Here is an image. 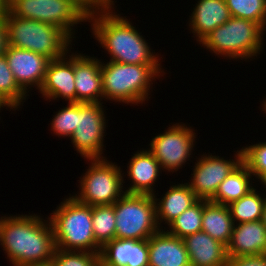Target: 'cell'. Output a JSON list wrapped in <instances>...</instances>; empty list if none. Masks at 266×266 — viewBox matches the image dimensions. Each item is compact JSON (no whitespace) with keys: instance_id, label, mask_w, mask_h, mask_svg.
<instances>
[{"instance_id":"obj_11","label":"cell","mask_w":266,"mask_h":266,"mask_svg":"<svg viewBox=\"0 0 266 266\" xmlns=\"http://www.w3.org/2000/svg\"><path fill=\"white\" fill-rule=\"evenodd\" d=\"M192 127L176 123L150 141L148 149L160 163L163 171L174 173L184 167L191 157L196 133Z\"/></svg>"},{"instance_id":"obj_26","label":"cell","mask_w":266,"mask_h":266,"mask_svg":"<svg viewBox=\"0 0 266 266\" xmlns=\"http://www.w3.org/2000/svg\"><path fill=\"white\" fill-rule=\"evenodd\" d=\"M92 228L95 242L102 247L115 238V213L113 204L92 206Z\"/></svg>"},{"instance_id":"obj_3","label":"cell","mask_w":266,"mask_h":266,"mask_svg":"<svg viewBox=\"0 0 266 266\" xmlns=\"http://www.w3.org/2000/svg\"><path fill=\"white\" fill-rule=\"evenodd\" d=\"M161 67L101 61L104 100L142 105L150 99L149 93L155 78L165 75Z\"/></svg>"},{"instance_id":"obj_10","label":"cell","mask_w":266,"mask_h":266,"mask_svg":"<svg viewBox=\"0 0 266 266\" xmlns=\"http://www.w3.org/2000/svg\"><path fill=\"white\" fill-rule=\"evenodd\" d=\"M103 103H78L76 129L71 143L86 159H103L106 117Z\"/></svg>"},{"instance_id":"obj_21","label":"cell","mask_w":266,"mask_h":266,"mask_svg":"<svg viewBox=\"0 0 266 266\" xmlns=\"http://www.w3.org/2000/svg\"><path fill=\"white\" fill-rule=\"evenodd\" d=\"M190 266H226V246L203 231L183 239Z\"/></svg>"},{"instance_id":"obj_32","label":"cell","mask_w":266,"mask_h":266,"mask_svg":"<svg viewBox=\"0 0 266 266\" xmlns=\"http://www.w3.org/2000/svg\"><path fill=\"white\" fill-rule=\"evenodd\" d=\"M50 263L52 266H99V253L56 248Z\"/></svg>"},{"instance_id":"obj_18","label":"cell","mask_w":266,"mask_h":266,"mask_svg":"<svg viewBox=\"0 0 266 266\" xmlns=\"http://www.w3.org/2000/svg\"><path fill=\"white\" fill-rule=\"evenodd\" d=\"M148 266H190L183 239L160 229L148 238Z\"/></svg>"},{"instance_id":"obj_35","label":"cell","mask_w":266,"mask_h":266,"mask_svg":"<svg viewBox=\"0 0 266 266\" xmlns=\"http://www.w3.org/2000/svg\"><path fill=\"white\" fill-rule=\"evenodd\" d=\"M88 11L95 8L98 4L94 0H78Z\"/></svg>"},{"instance_id":"obj_29","label":"cell","mask_w":266,"mask_h":266,"mask_svg":"<svg viewBox=\"0 0 266 266\" xmlns=\"http://www.w3.org/2000/svg\"><path fill=\"white\" fill-rule=\"evenodd\" d=\"M231 17L258 23L266 31V0H225Z\"/></svg>"},{"instance_id":"obj_27","label":"cell","mask_w":266,"mask_h":266,"mask_svg":"<svg viewBox=\"0 0 266 266\" xmlns=\"http://www.w3.org/2000/svg\"><path fill=\"white\" fill-rule=\"evenodd\" d=\"M203 215V200H198L185 210L164 229L171 235L184 239L186 236L201 231Z\"/></svg>"},{"instance_id":"obj_34","label":"cell","mask_w":266,"mask_h":266,"mask_svg":"<svg viewBox=\"0 0 266 266\" xmlns=\"http://www.w3.org/2000/svg\"><path fill=\"white\" fill-rule=\"evenodd\" d=\"M7 46V30L3 9L2 14L0 15V55H2L6 51Z\"/></svg>"},{"instance_id":"obj_13","label":"cell","mask_w":266,"mask_h":266,"mask_svg":"<svg viewBox=\"0 0 266 266\" xmlns=\"http://www.w3.org/2000/svg\"><path fill=\"white\" fill-rule=\"evenodd\" d=\"M8 66L18 86L26 93L32 87L40 90L50 59L30 50L7 46L4 52ZM28 87V88H27Z\"/></svg>"},{"instance_id":"obj_33","label":"cell","mask_w":266,"mask_h":266,"mask_svg":"<svg viewBox=\"0 0 266 266\" xmlns=\"http://www.w3.org/2000/svg\"><path fill=\"white\" fill-rule=\"evenodd\" d=\"M226 266H266V254L259 256H228Z\"/></svg>"},{"instance_id":"obj_40","label":"cell","mask_w":266,"mask_h":266,"mask_svg":"<svg viewBox=\"0 0 266 266\" xmlns=\"http://www.w3.org/2000/svg\"><path fill=\"white\" fill-rule=\"evenodd\" d=\"M259 182H261L263 187L265 186L264 188H266V176H264ZM265 191H266V189H265Z\"/></svg>"},{"instance_id":"obj_4","label":"cell","mask_w":266,"mask_h":266,"mask_svg":"<svg viewBox=\"0 0 266 266\" xmlns=\"http://www.w3.org/2000/svg\"><path fill=\"white\" fill-rule=\"evenodd\" d=\"M4 19L9 46L33 51L50 60L59 59L72 49L74 39L57 26L13 16L5 8Z\"/></svg>"},{"instance_id":"obj_20","label":"cell","mask_w":266,"mask_h":266,"mask_svg":"<svg viewBox=\"0 0 266 266\" xmlns=\"http://www.w3.org/2000/svg\"><path fill=\"white\" fill-rule=\"evenodd\" d=\"M189 17L190 33L200 43L215 28L227 22L231 15L225 0H198Z\"/></svg>"},{"instance_id":"obj_19","label":"cell","mask_w":266,"mask_h":266,"mask_svg":"<svg viewBox=\"0 0 266 266\" xmlns=\"http://www.w3.org/2000/svg\"><path fill=\"white\" fill-rule=\"evenodd\" d=\"M227 256H259L266 254V227L262 221L234 224Z\"/></svg>"},{"instance_id":"obj_14","label":"cell","mask_w":266,"mask_h":266,"mask_svg":"<svg viewBox=\"0 0 266 266\" xmlns=\"http://www.w3.org/2000/svg\"><path fill=\"white\" fill-rule=\"evenodd\" d=\"M55 60H50L46 69L45 80L39 92L43 99L76 102L74 52ZM69 56V57H68Z\"/></svg>"},{"instance_id":"obj_30","label":"cell","mask_w":266,"mask_h":266,"mask_svg":"<svg viewBox=\"0 0 266 266\" xmlns=\"http://www.w3.org/2000/svg\"><path fill=\"white\" fill-rule=\"evenodd\" d=\"M242 162L247 166L253 177L261 180L266 176V142H259L242 147Z\"/></svg>"},{"instance_id":"obj_28","label":"cell","mask_w":266,"mask_h":266,"mask_svg":"<svg viewBox=\"0 0 266 266\" xmlns=\"http://www.w3.org/2000/svg\"><path fill=\"white\" fill-rule=\"evenodd\" d=\"M0 96L14 111L29 96L16 83L4 53L0 55Z\"/></svg>"},{"instance_id":"obj_8","label":"cell","mask_w":266,"mask_h":266,"mask_svg":"<svg viewBox=\"0 0 266 266\" xmlns=\"http://www.w3.org/2000/svg\"><path fill=\"white\" fill-rule=\"evenodd\" d=\"M113 206L115 238L148 240L160 230L152 195L125 193Z\"/></svg>"},{"instance_id":"obj_23","label":"cell","mask_w":266,"mask_h":266,"mask_svg":"<svg viewBox=\"0 0 266 266\" xmlns=\"http://www.w3.org/2000/svg\"><path fill=\"white\" fill-rule=\"evenodd\" d=\"M233 227L234 222L227 205L203 200L201 231L208 233L213 239L227 246Z\"/></svg>"},{"instance_id":"obj_9","label":"cell","mask_w":266,"mask_h":266,"mask_svg":"<svg viewBox=\"0 0 266 266\" xmlns=\"http://www.w3.org/2000/svg\"><path fill=\"white\" fill-rule=\"evenodd\" d=\"M88 161L91 165L78 180L80 191L72 196L89 206L114 204L125 194L122 169L106 158Z\"/></svg>"},{"instance_id":"obj_1","label":"cell","mask_w":266,"mask_h":266,"mask_svg":"<svg viewBox=\"0 0 266 266\" xmlns=\"http://www.w3.org/2000/svg\"><path fill=\"white\" fill-rule=\"evenodd\" d=\"M115 4L97 5L88 11L92 34L110 56L109 61L123 64L161 65L159 54L126 16L115 12ZM114 11V12H113ZM160 62V63H159Z\"/></svg>"},{"instance_id":"obj_5","label":"cell","mask_w":266,"mask_h":266,"mask_svg":"<svg viewBox=\"0 0 266 266\" xmlns=\"http://www.w3.org/2000/svg\"><path fill=\"white\" fill-rule=\"evenodd\" d=\"M49 219L57 249L99 253L92 228V206L67 197L52 211Z\"/></svg>"},{"instance_id":"obj_2","label":"cell","mask_w":266,"mask_h":266,"mask_svg":"<svg viewBox=\"0 0 266 266\" xmlns=\"http://www.w3.org/2000/svg\"><path fill=\"white\" fill-rule=\"evenodd\" d=\"M0 246L12 266L50 263L56 250L54 230L48 218L40 215L3 216Z\"/></svg>"},{"instance_id":"obj_42","label":"cell","mask_w":266,"mask_h":266,"mask_svg":"<svg viewBox=\"0 0 266 266\" xmlns=\"http://www.w3.org/2000/svg\"><path fill=\"white\" fill-rule=\"evenodd\" d=\"M262 106V111H264V113L266 114V105L263 103Z\"/></svg>"},{"instance_id":"obj_39","label":"cell","mask_w":266,"mask_h":266,"mask_svg":"<svg viewBox=\"0 0 266 266\" xmlns=\"http://www.w3.org/2000/svg\"><path fill=\"white\" fill-rule=\"evenodd\" d=\"M4 5H5V0H0V15H1L2 12H3Z\"/></svg>"},{"instance_id":"obj_16","label":"cell","mask_w":266,"mask_h":266,"mask_svg":"<svg viewBox=\"0 0 266 266\" xmlns=\"http://www.w3.org/2000/svg\"><path fill=\"white\" fill-rule=\"evenodd\" d=\"M148 256V240L114 238L101 247L99 266H148Z\"/></svg>"},{"instance_id":"obj_25","label":"cell","mask_w":266,"mask_h":266,"mask_svg":"<svg viewBox=\"0 0 266 266\" xmlns=\"http://www.w3.org/2000/svg\"><path fill=\"white\" fill-rule=\"evenodd\" d=\"M255 188L228 205L234 224L259 221L262 218L266 195Z\"/></svg>"},{"instance_id":"obj_12","label":"cell","mask_w":266,"mask_h":266,"mask_svg":"<svg viewBox=\"0 0 266 266\" xmlns=\"http://www.w3.org/2000/svg\"><path fill=\"white\" fill-rule=\"evenodd\" d=\"M193 166L189 187L199 200L210 201L221 182L242 162V150L235 153V160H226L212 154L200 155Z\"/></svg>"},{"instance_id":"obj_37","label":"cell","mask_w":266,"mask_h":266,"mask_svg":"<svg viewBox=\"0 0 266 266\" xmlns=\"http://www.w3.org/2000/svg\"><path fill=\"white\" fill-rule=\"evenodd\" d=\"M9 108L10 109V111L12 110L13 111V109L4 101V99L0 96V110L2 109V108Z\"/></svg>"},{"instance_id":"obj_7","label":"cell","mask_w":266,"mask_h":266,"mask_svg":"<svg viewBox=\"0 0 266 266\" xmlns=\"http://www.w3.org/2000/svg\"><path fill=\"white\" fill-rule=\"evenodd\" d=\"M4 8L22 19L52 24L74 37L75 25L87 22L88 10L78 0H5Z\"/></svg>"},{"instance_id":"obj_41","label":"cell","mask_w":266,"mask_h":266,"mask_svg":"<svg viewBox=\"0 0 266 266\" xmlns=\"http://www.w3.org/2000/svg\"><path fill=\"white\" fill-rule=\"evenodd\" d=\"M30 266H52V264L46 263V264H38V265H30Z\"/></svg>"},{"instance_id":"obj_38","label":"cell","mask_w":266,"mask_h":266,"mask_svg":"<svg viewBox=\"0 0 266 266\" xmlns=\"http://www.w3.org/2000/svg\"><path fill=\"white\" fill-rule=\"evenodd\" d=\"M261 221H262V224L266 227V201L264 204Z\"/></svg>"},{"instance_id":"obj_17","label":"cell","mask_w":266,"mask_h":266,"mask_svg":"<svg viewBox=\"0 0 266 266\" xmlns=\"http://www.w3.org/2000/svg\"><path fill=\"white\" fill-rule=\"evenodd\" d=\"M161 169L160 163L149 150L135 152L127 166L126 173L131 183L125 193L155 195L154 184L160 179Z\"/></svg>"},{"instance_id":"obj_6","label":"cell","mask_w":266,"mask_h":266,"mask_svg":"<svg viewBox=\"0 0 266 266\" xmlns=\"http://www.w3.org/2000/svg\"><path fill=\"white\" fill-rule=\"evenodd\" d=\"M265 30L256 22L231 17L215 28L199 44L226 59H255L263 51Z\"/></svg>"},{"instance_id":"obj_31","label":"cell","mask_w":266,"mask_h":266,"mask_svg":"<svg viewBox=\"0 0 266 266\" xmlns=\"http://www.w3.org/2000/svg\"><path fill=\"white\" fill-rule=\"evenodd\" d=\"M53 116L51 131L58 137H71L77 127V102H68L66 107L63 106Z\"/></svg>"},{"instance_id":"obj_24","label":"cell","mask_w":266,"mask_h":266,"mask_svg":"<svg viewBox=\"0 0 266 266\" xmlns=\"http://www.w3.org/2000/svg\"><path fill=\"white\" fill-rule=\"evenodd\" d=\"M252 176L247 166L241 162L221 182L210 202L228 206L233 201L239 200L255 188L252 185Z\"/></svg>"},{"instance_id":"obj_22","label":"cell","mask_w":266,"mask_h":266,"mask_svg":"<svg viewBox=\"0 0 266 266\" xmlns=\"http://www.w3.org/2000/svg\"><path fill=\"white\" fill-rule=\"evenodd\" d=\"M164 195V196H163ZM162 195V199H157L156 195H153L156 207V219L160 229H163L162 222L165 225H169L174 219H176L185 210L190 208L199 199L196 194L189 187L187 183L171 185L169 190Z\"/></svg>"},{"instance_id":"obj_15","label":"cell","mask_w":266,"mask_h":266,"mask_svg":"<svg viewBox=\"0 0 266 266\" xmlns=\"http://www.w3.org/2000/svg\"><path fill=\"white\" fill-rule=\"evenodd\" d=\"M74 53L76 102L103 103L101 60L85 54ZM100 100V101H99Z\"/></svg>"},{"instance_id":"obj_36","label":"cell","mask_w":266,"mask_h":266,"mask_svg":"<svg viewBox=\"0 0 266 266\" xmlns=\"http://www.w3.org/2000/svg\"><path fill=\"white\" fill-rule=\"evenodd\" d=\"M98 5H111L115 2L113 0H94Z\"/></svg>"}]
</instances>
